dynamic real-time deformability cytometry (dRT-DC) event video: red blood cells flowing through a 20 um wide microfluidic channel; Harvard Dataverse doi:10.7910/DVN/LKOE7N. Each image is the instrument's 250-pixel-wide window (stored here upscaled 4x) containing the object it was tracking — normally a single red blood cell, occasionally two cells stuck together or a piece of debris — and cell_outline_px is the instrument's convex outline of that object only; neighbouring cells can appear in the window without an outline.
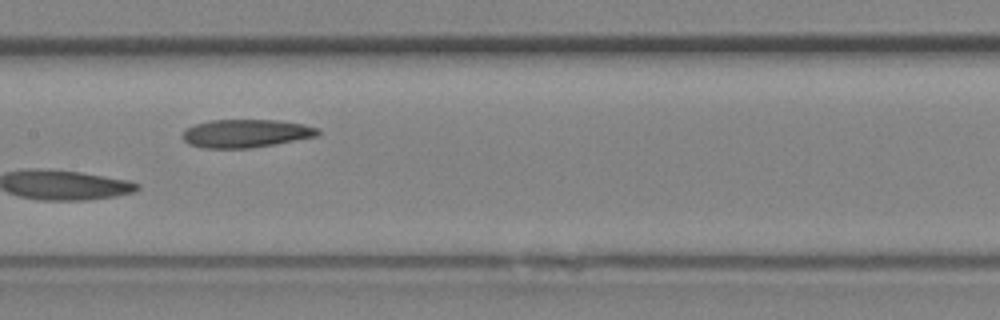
{"species": "Egyptian fruit bat (a non-hibernating species)", "species_latin": "Rousettus aegyptiacus", "temperature_condition": "room temperature", "stored_images_in_passage": 22, "camera_frame_rate_fps": 3000, "um_per_image_px": 0.085, "animal": {"sex": "female"}, "frame": {"image": 1, "passage_image": 10, "time_ms": 3.0, "image_size_px": [1000, 320], "cell_outline_px": [[320, 132], [316, 136], [252, 148], [200, 148], [188, 144], [184, 140], [184, 128], [196, 124], [212, 120], [280, 120], [304, 124], [320, 128]], "centroid_in_image_um": [20.9, 11.34], "position_along_channel_um": 186.5, "area_um2": 22.2}}